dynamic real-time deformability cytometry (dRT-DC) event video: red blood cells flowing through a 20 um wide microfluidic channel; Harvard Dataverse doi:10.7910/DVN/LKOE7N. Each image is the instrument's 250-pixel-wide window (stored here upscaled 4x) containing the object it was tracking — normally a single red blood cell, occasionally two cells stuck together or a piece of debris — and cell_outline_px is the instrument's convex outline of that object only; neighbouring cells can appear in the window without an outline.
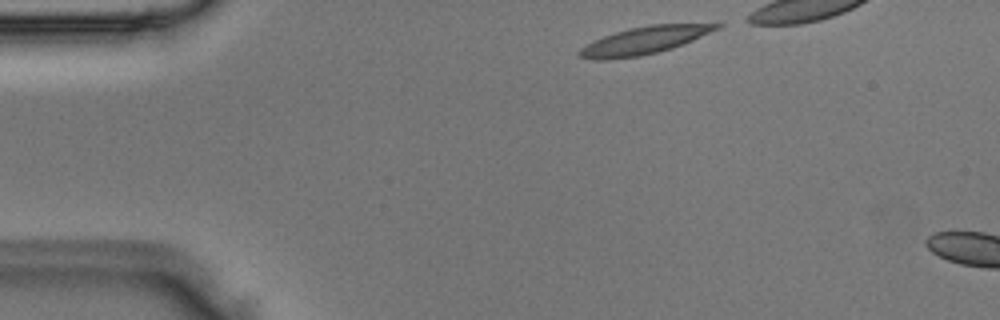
{"species": "Egyptian fruit bat (a non-hibernating species)", "species_latin": "Rousettus aegyptiacus", "temperature_condition": "room temperature", "stored_images_in_passage": 2, "camera_frame_rate_fps": 3000, "um_per_image_px": 0.085, "animal": {"sex": "male"}, "frame": {"image": 1, "passage_image": 1, "time_ms": 0.0, "image_size_px": [1000, 320], "cell_outline_px": [[724, 24], [720, 28], [692, 40], [672, 48], [640, 56], [608, 60], [592, 60], [580, 56], [576, 52], [580, 48], [592, 40], [628, 28], [648, 24]], "centroid_in_image_um": [54.68, 3.44], "position_along_channel_um": 30.3, "area_um2": 21.91}}